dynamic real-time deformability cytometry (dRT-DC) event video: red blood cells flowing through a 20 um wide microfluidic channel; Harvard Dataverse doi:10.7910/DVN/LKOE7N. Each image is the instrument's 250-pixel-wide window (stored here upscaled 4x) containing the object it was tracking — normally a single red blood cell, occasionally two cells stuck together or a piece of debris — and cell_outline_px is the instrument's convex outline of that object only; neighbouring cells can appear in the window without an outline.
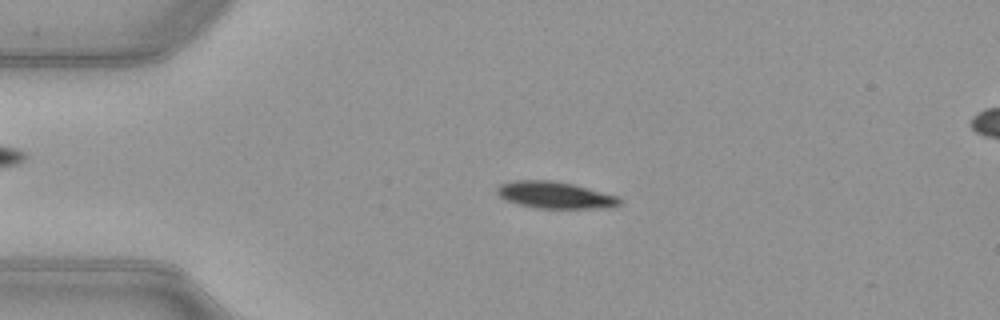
{"species": "common noctule bat (a hibernating species)", "species_latin": "Nyctalus noctula", "temperature_condition": "warm", "stored_images_in_passage": 44, "camera_frame_rate_fps": 3000, "um_per_image_px": 0.085, "animal": {"sex": "female", "body_mass_g": 21.9}, "frame": {"image": 1, "passage_image": 4, "time_ms": 1.0, "image_size_px": [1000, 320], "cell_outline_px": [[624, 200], [620, 204], [612, 208], [536, 208], [516, 204], [504, 200], [496, 192], [496, 188], [500, 184], [516, 180], [552, 180], [572, 184], [620, 196]], "centroid_in_image_um": [47.21, 16.59], "position_along_channel_um": 37.8, "area_um2": 19.42}}
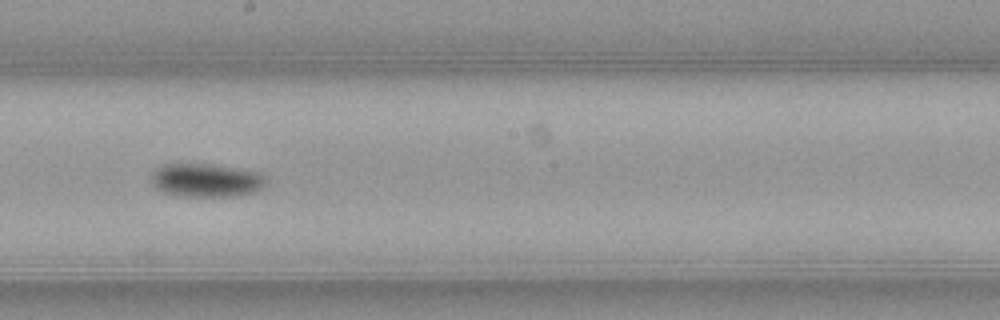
{"frame": {"image": 2, "passage_image": 21, "time_ms": 6.667, "image_size_px": [1000, 320], "cell_outline_px": [[264, 184], [260, 188], [252, 192], [236, 196], [176, 196], [164, 192], [156, 188], [152, 184], [152, 172], [160, 164], [212, 164], [256, 172], [264, 176]], "centroid_in_image_um": [17.44, 15.32], "position_along_channel_um": 230.8, "area_um2": 22.14}}
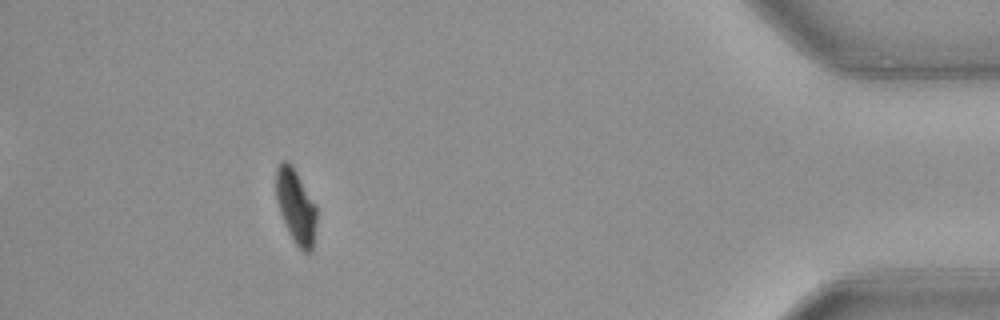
{"frame": {"image": 3, "passage_image": 39, "time_ms": 12.667, "image_size_px": [1000, 320], "cell_outline_px": [[316, 220], [312, 252], [304, 252], [296, 244], [288, 232], [280, 212], [276, 200], [276, 168], [280, 160], [288, 160], [292, 164], [316, 204]], "centroid_in_image_um": [25.14, 17.49], "position_along_channel_um": 410.1, "area_um2": 17.69}, "authors_computed_cell_mechanics": {"area_um2": 20.4612, "velocity_mm_per_s": 3.99, "shape_relaxation_time_tau1_ms": 2.0134, "shape_relaxation_time_tau2_ms": null, "deformation_change_tau1": 0.1068, "deformation_change_tau2": null}}